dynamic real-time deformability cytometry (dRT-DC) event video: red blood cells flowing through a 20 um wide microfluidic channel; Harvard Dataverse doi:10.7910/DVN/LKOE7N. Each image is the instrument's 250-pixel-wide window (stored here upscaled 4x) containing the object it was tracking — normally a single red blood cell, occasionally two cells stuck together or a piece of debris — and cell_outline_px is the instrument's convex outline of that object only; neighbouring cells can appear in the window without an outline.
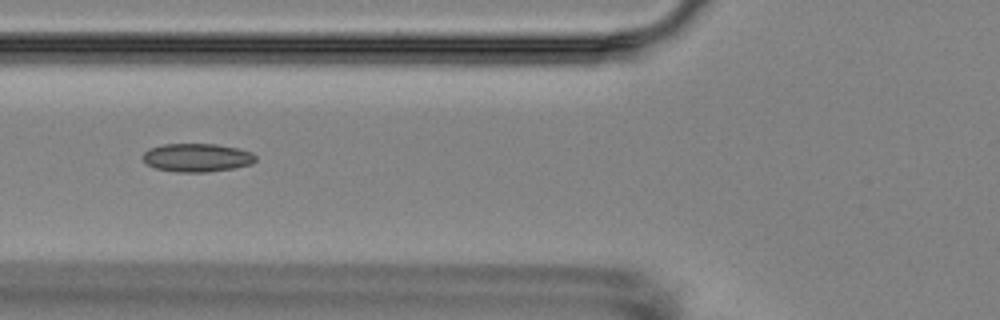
{"species": "Egyptian fruit bat (a non-hibernating species)", "species_latin": "Rousettus aegyptiacus", "temperature_condition": "room temperature", "stored_images_in_passage": 15, "camera_frame_rate_fps": 3000, "um_per_image_px": 0.085, "animal": {"sex": "female"}, "frame": {"image": 1, "passage_image": 6, "time_ms": 5.667, "image_size_px": [1000, 320], "cell_outline_px": [[256, 160], [252, 164], [232, 168], [208, 172], [176, 172], [156, 168], [148, 164], [140, 156], [148, 148], [164, 144], [216, 144], [236, 148], [252, 152], [256, 156]], "centroid_in_image_um": [16.73, 13.39], "position_along_channel_um": 109.1, "area_um2": 18.67}}
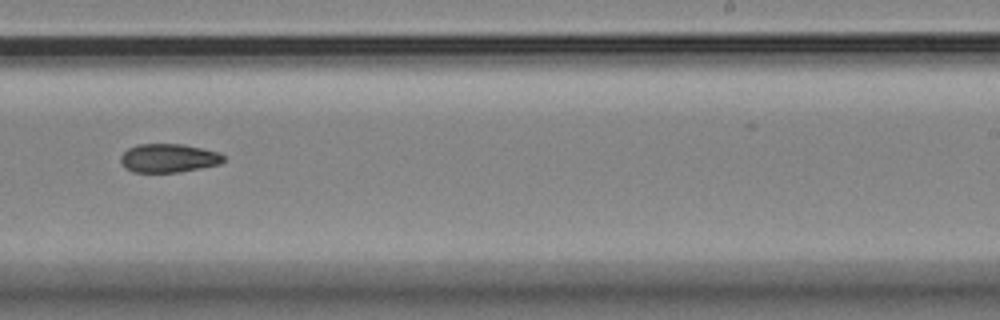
{"frame": {"image": 2, "passage_image": 10, "time_ms": 10.333, "image_size_px": [1000, 320], "cell_outline_px": [[224, 160], [220, 164], [180, 172], [132, 172], [124, 168], [120, 160], [120, 156], [128, 148], [136, 144], [180, 144], [220, 152], [224, 156]], "centroid_in_image_um": [14.3, 13.44], "position_along_channel_um": 274.7, "area_um2": 17.22}}
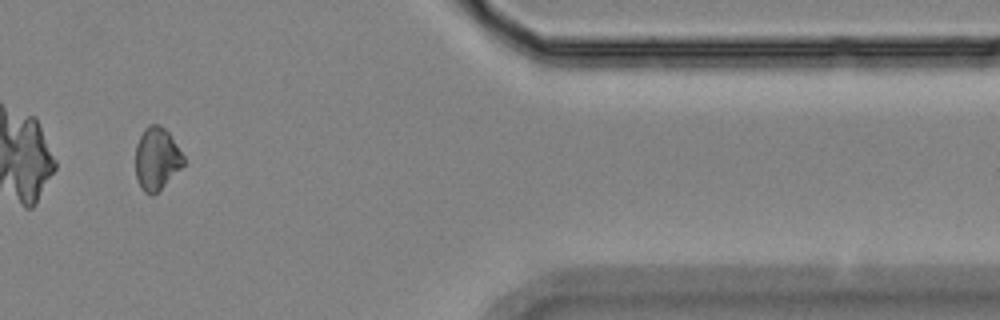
{"frame": {"image": 3, "passage_image": 13, "time_ms": 14.667, "image_size_px": [1000, 320], "cell_outline_px": [[184, 164], [152, 196], [144, 192], [140, 188], [136, 176], [136, 144], [144, 128], [148, 124], [160, 124], [168, 132], [184, 156]], "centroid_in_image_um": [13.29, 13.46], "position_along_channel_um": 398.1, "area_um2": 17.28}, "authors_computed_cell_mechanics": {"area_um2": 18.5538, "velocity_mm_per_s": 3.5624, "shape_relaxation_time_tau1_ms": null, "shape_relaxation_time_tau2_ms": 5.9747, "deformation_change_tau1": null, "deformation_change_tau2": 0.0909}}